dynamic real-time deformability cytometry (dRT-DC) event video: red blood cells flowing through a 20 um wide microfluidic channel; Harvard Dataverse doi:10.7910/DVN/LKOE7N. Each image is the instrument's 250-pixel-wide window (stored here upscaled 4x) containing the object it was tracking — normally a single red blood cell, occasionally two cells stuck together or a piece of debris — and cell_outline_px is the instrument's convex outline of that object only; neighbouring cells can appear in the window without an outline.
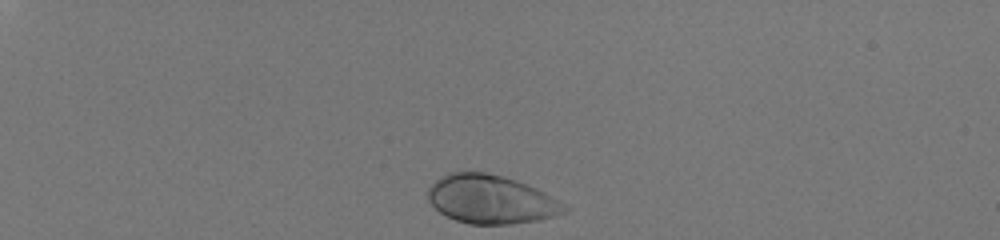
{"species": "human", "species_latin": "Homo sapiens", "temperature_condition": "room temperature", "stored_images_in_passage": 34, "camera_frame_rate_fps": 3000, "um_per_image_px": 0.085, "donor": {"sex": "male"}, "frame": {"image": 1, "passage_image": 1, "time_ms": 0.0, "image_size_px": [1000, 240], "cell_outline_px": [[568, 212], [540, 220], [512, 224], [468, 224], [456, 220], [440, 212], [428, 200], [428, 188], [436, 180], [452, 172], [484, 172], [516, 180], [536, 188], [544, 192], [568, 208]], "centroid_in_image_um": [41.73, 16.96], "position_along_channel_um": 43.3, "area_um2": 38.21}}
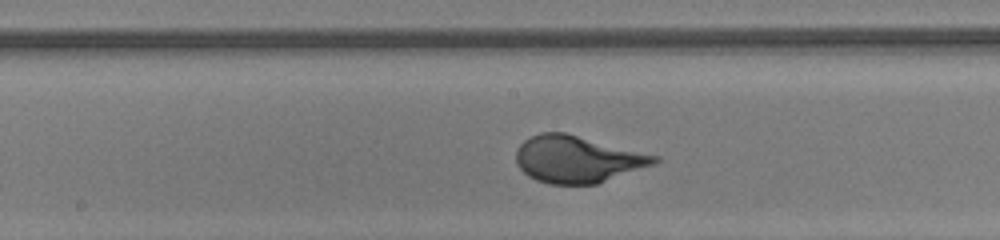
{"frame": {"image": 2, "passage_image": 19, "time_ms": 6.0, "image_size_px": [1000, 240], "cell_outline_px": [[660, 160], [656, 164], [596, 184], [548, 184], [536, 180], [528, 176], [516, 164], [516, 152], [520, 144], [524, 140], [540, 132], [564, 132], [660, 156]], "centroid_in_image_um": [49.09, 13.54], "position_along_channel_um": 199.1, "area_um2": 37.86}}
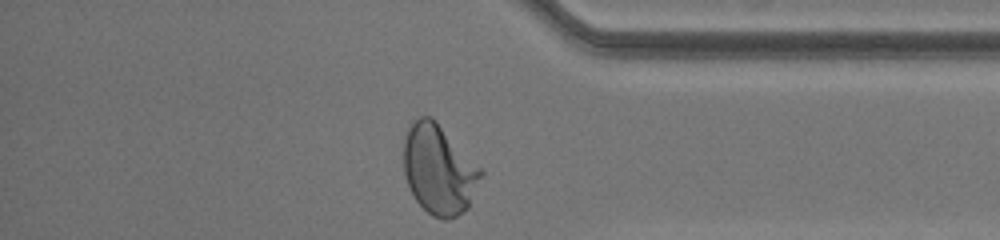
{"frame": {"image": 3, "passage_image": 34, "time_ms": 11.0, "image_size_px": [1000, 240], "cell_outline_px": [[484, 172], [468, 208], [464, 212], [448, 220], [444, 220], [432, 216], [416, 200], [408, 184], [404, 172], [404, 136], [412, 120], [420, 116], [432, 116], [436, 120]], "centroid_in_image_um": [37.3, 14.4], "position_along_channel_um": 397.9, "area_um2": 40.23}}